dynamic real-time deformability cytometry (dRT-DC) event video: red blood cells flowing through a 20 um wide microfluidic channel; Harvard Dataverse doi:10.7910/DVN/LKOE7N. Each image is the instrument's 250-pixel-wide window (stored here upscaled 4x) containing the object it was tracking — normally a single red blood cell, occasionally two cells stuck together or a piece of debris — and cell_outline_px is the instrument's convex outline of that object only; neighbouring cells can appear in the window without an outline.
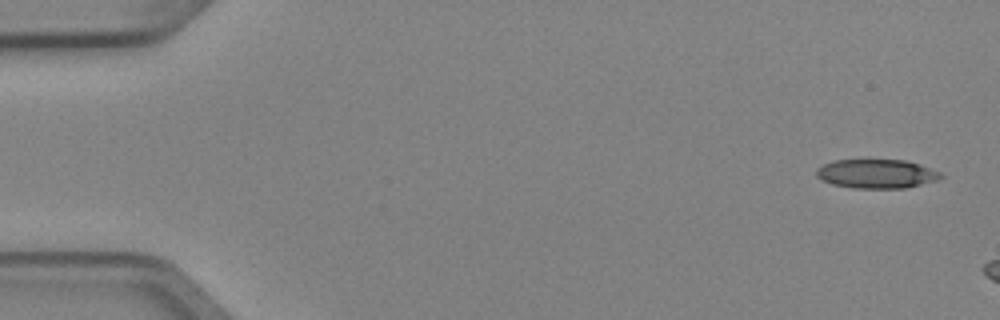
{"species": "Egyptian fruit bat (a non-hibernating species)", "species_latin": "Rousettus aegyptiacus", "temperature_condition": "cold", "stored_images_in_passage": 3, "camera_frame_rate_fps": 3000, "um_per_image_px": 0.085, "animal": {"sex": "female"}, "frame": {"image": 1, "passage_image": 1, "time_ms": 0.0, "image_size_px": [1000, 320], "cell_outline_px": [[944, 176], [940, 180], [904, 188], [852, 188], [832, 184], [820, 180], [816, 176], [816, 168], [832, 160], [868, 156], [904, 160], [920, 164], [940, 172]], "centroid_in_image_um": [74.46, 14.71], "position_along_channel_um": 10.5, "area_um2": 22.25}}